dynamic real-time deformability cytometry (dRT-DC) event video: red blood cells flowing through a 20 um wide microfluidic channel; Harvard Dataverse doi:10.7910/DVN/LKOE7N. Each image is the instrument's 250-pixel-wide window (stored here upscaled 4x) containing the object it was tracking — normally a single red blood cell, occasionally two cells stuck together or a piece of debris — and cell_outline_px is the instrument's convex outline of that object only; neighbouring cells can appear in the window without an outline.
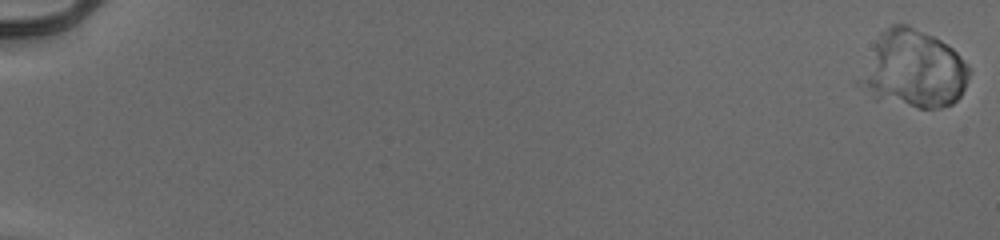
{"species": "human", "species_latin": "Homo sapiens", "temperature_condition": "cold", "stored_images_in_passage": 17, "camera_frame_rate_fps": 3000, "um_per_image_px": 0.085, "donor": {"sex": "male"}, "frame": {"image": 1, "passage_image": 1, "time_ms": 0.0, "image_size_px": [1000, 240], "cell_outline_px": [[968, 76], [964, 88], [960, 96], [952, 104], [940, 108], [920, 108], [876, 100], [864, 84], [876, 44], [880, 32], [892, 24], [908, 24], [940, 40], [952, 48], [960, 56], [968, 68]], "centroid_in_image_um": [77.78, 5.9], "position_along_channel_um": 7.2, "area_um2": 46.99}}